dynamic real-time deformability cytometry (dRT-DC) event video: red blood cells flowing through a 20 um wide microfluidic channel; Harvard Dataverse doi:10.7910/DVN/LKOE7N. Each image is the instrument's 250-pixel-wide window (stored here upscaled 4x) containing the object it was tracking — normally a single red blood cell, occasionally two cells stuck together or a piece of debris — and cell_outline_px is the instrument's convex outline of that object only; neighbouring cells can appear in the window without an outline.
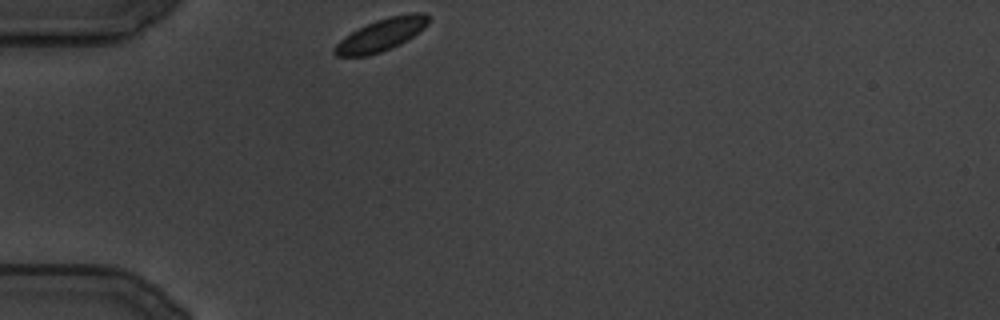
{"species": "common noctule bat (a hibernating species)", "species_latin": "Nyctalus noctula", "temperature_condition": "cold", "stored_images_in_passage": 75, "camera_frame_rate_fps": 3000, "um_per_image_px": 0.085, "animal": {"sex": "male", "body_mass_g": 19.5, "forearm_length_mm": 54.6}, "frame": {"image": 1, "passage_image": 1, "time_ms": 0.0, "image_size_px": [1000, 320], "cell_outline_px": [[428, 24], [424, 28], [400, 44], [380, 52], [364, 56], [336, 56], [332, 52], [332, 48], [344, 36], [376, 20], [388, 16], [412, 12], [424, 12], [428, 16]], "centroid_in_image_um": [32.39, 2.95], "position_along_channel_um": 52.6, "area_um2": 17.51}}
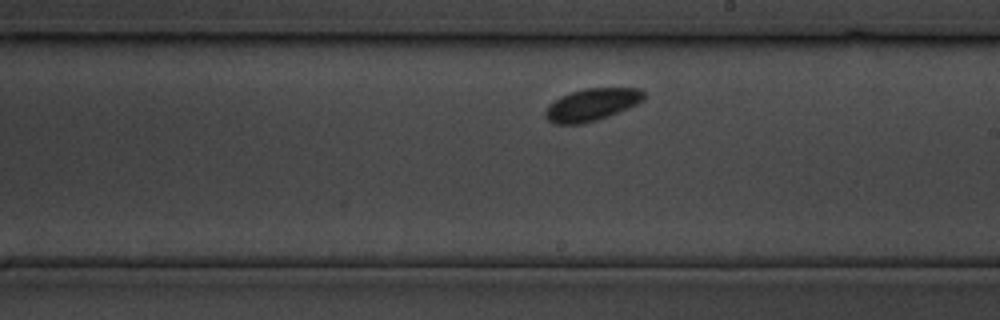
{"frame": {"image": 2, "passage_image": 41, "time_ms": 13.333, "image_size_px": [1000, 320], "cell_outline_px": [[644, 100], [628, 108], [608, 116], [584, 124], [556, 124], [548, 120], [544, 116], [544, 112], [548, 104], [560, 96], [572, 92], [588, 88], [640, 88], [644, 92]], "centroid_in_image_um": [50.28, 8.9], "position_along_channel_um": 238.7, "area_um2": 18.55}}
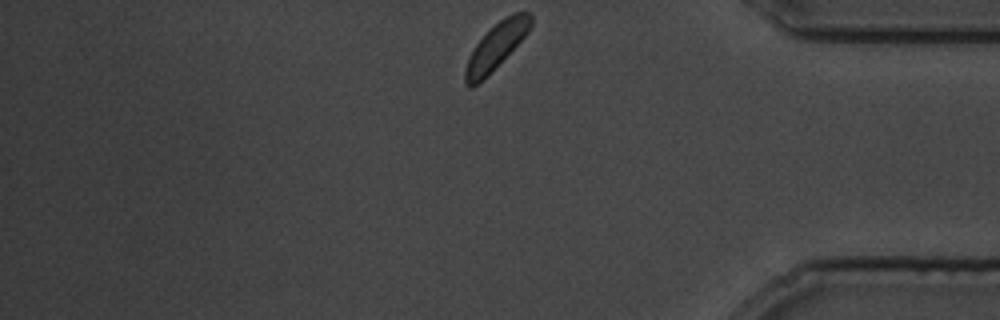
{"frame": {"image": 3, "passage_image": 75, "time_ms": 24.667, "image_size_px": [1000, 320], "cell_outline_px": [[532, 24], [528, 32], [488, 76], [472, 88], [468, 88], [464, 84], [464, 72], [468, 60], [476, 44], [504, 16], [512, 12], [528, 12], [532, 16]], "centroid_in_image_um": [42.17, 3.96], "position_along_channel_um": 393.0, "area_um2": 17.34}}